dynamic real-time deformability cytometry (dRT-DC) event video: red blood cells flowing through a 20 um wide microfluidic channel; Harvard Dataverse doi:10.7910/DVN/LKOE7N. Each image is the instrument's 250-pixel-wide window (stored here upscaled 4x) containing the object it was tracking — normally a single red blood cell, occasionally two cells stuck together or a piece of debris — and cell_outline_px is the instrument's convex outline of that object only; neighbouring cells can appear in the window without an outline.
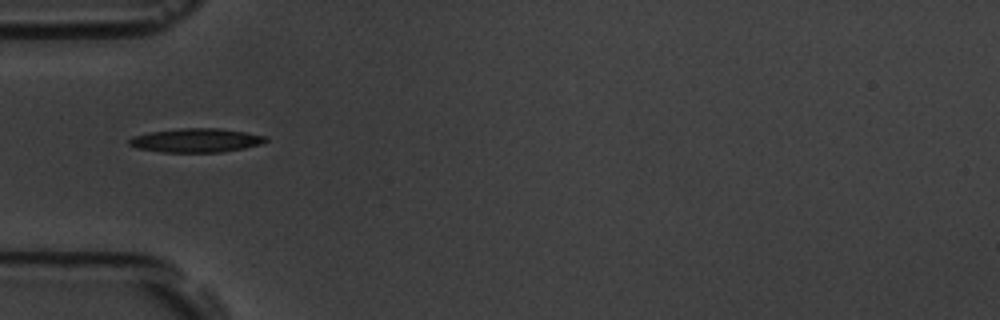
{"species": "common noctule bat (a hibernating species)", "species_latin": "Nyctalus noctula", "temperature_condition": "room temperature", "stored_images_in_passage": 5, "camera_frame_rate_fps": 3000, "um_per_image_px": 0.085, "animal": {"sex": "male", "body_mass_g": 19.5, "forearm_length_mm": 54.6}, "frame": {"image": 1, "passage_image": 1, "time_ms": 0.0, "image_size_px": [1000, 320], "cell_outline_px": [[268, 140], [260, 144], [244, 148], [220, 152], [160, 152], [136, 148], [128, 144], [128, 140], [132, 136], [148, 132], [180, 128], [220, 128], [248, 132], [268, 136]], "centroid_in_image_um": [16.66, 11.92], "position_along_channel_um": 68.3, "area_um2": 19.25}}
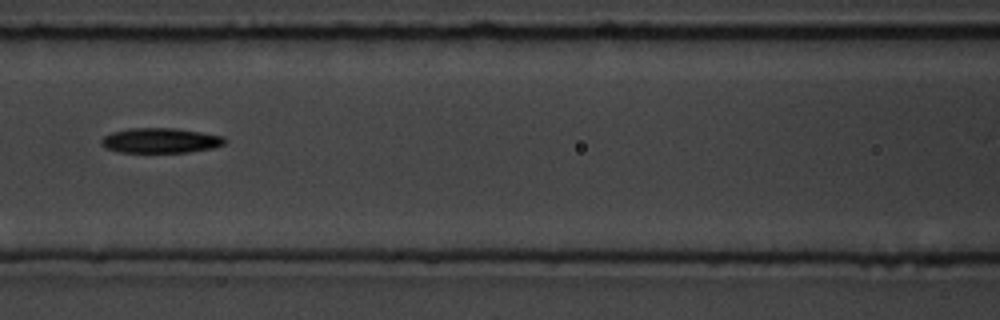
{"frame": {"image": 2, "passage_image": 3, "time_ms": 2.333, "image_size_px": [1000, 320], "cell_outline_px": [[228, 140], [224, 144], [212, 148], [188, 152], [120, 152], [104, 148], [100, 144], [100, 140], [104, 136], [112, 132], [128, 128], [176, 128], [224, 136]], "centroid_in_image_um": [13.62, 11.94], "position_along_channel_um": 153.0, "area_um2": 18.09}}
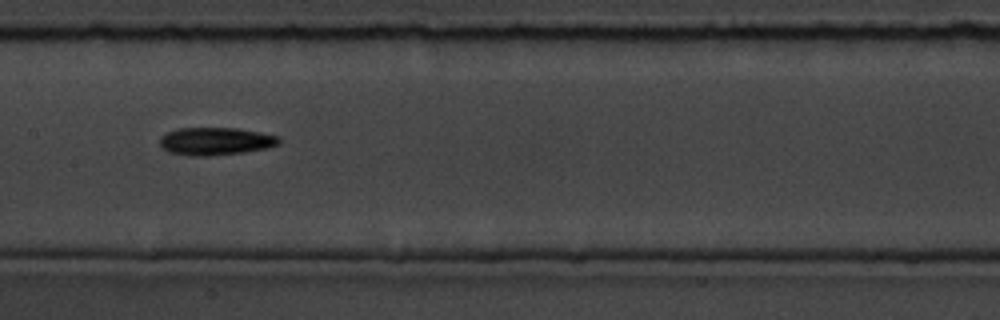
{"frame": {"image": 3, "passage_image": 4, "time_ms": 3.333, "image_size_px": [1000, 320], "cell_outline_px": [[280, 144], [268, 148], [244, 152], [208, 156], [192, 156], [168, 152], [160, 144], [160, 136], [176, 128], [236, 128], [260, 132], [280, 136]], "centroid_in_image_um": [18.34, 12.0], "position_along_channel_um": 189.1, "area_um2": 19.36}}